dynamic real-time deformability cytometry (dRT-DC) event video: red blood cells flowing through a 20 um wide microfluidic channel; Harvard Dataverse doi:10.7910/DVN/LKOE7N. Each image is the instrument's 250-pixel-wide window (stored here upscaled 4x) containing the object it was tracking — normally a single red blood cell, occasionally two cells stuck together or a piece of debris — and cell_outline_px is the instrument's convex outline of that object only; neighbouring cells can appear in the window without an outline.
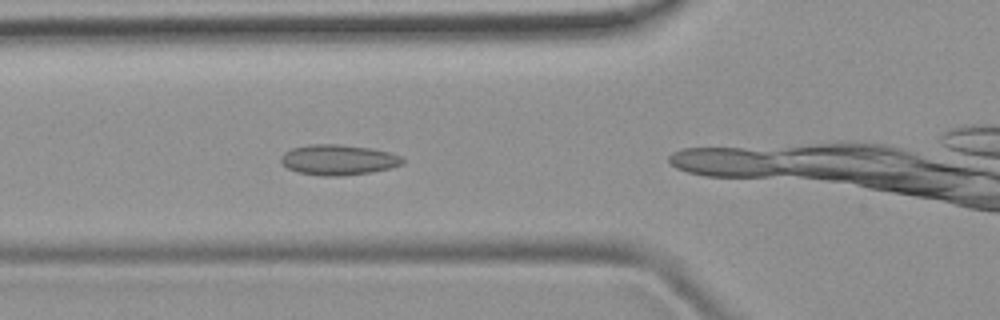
{"species": "common noctule bat (a hibernating species)", "species_latin": "Nyctalus noctula", "temperature_condition": "room temperature", "stored_images_in_passage": 7, "camera_frame_rate_fps": 3000, "um_per_image_px": 0.085, "animal": {"sex": "female", "body_mass_g": 19.9}, "frame": {"image": 1, "passage_image": 3, "time_ms": 2.333, "image_size_px": [1000, 320], "cell_outline_px": [[404, 164], [392, 168], [368, 172], [340, 176], [320, 176], [296, 172], [288, 168], [280, 160], [280, 156], [284, 152], [292, 148], [308, 144], [340, 144], [368, 148], [388, 152], [400, 156], [404, 160]], "centroid_in_image_um": [28.73, 13.58], "position_along_channel_um": 97.1, "area_um2": 21.56}}